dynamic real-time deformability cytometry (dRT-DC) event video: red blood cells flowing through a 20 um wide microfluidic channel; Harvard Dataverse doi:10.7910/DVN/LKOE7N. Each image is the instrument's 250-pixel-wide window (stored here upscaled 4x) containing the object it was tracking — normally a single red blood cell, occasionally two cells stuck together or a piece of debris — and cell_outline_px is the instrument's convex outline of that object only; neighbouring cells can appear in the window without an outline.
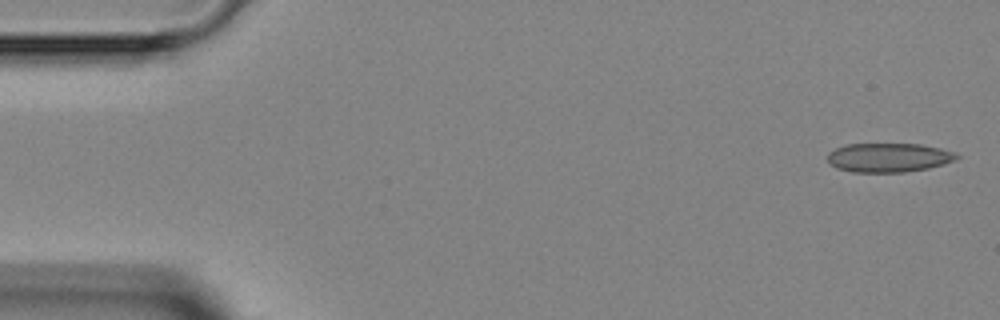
{"species": "Egyptian fruit bat (a non-hibernating species)", "species_latin": "Rousettus aegyptiacus", "temperature_condition": "room temperature", "stored_images_in_passage": 3, "camera_frame_rate_fps": 3000, "um_per_image_px": 0.085, "animal": {"sex": "female"}, "frame": {"image": 1, "passage_image": 1, "time_ms": 0.0, "image_size_px": [1000, 320], "cell_outline_px": [[960, 156], [944, 164], [928, 168], [904, 172], [852, 172], [836, 168], [828, 164], [828, 152], [836, 148], [848, 144], [920, 144], [940, 148], [952, 152]], "centroid_in_image_um": [75.48, 13.39], "position_along_channel_um": 9.5, "area_um2": 21.79}}
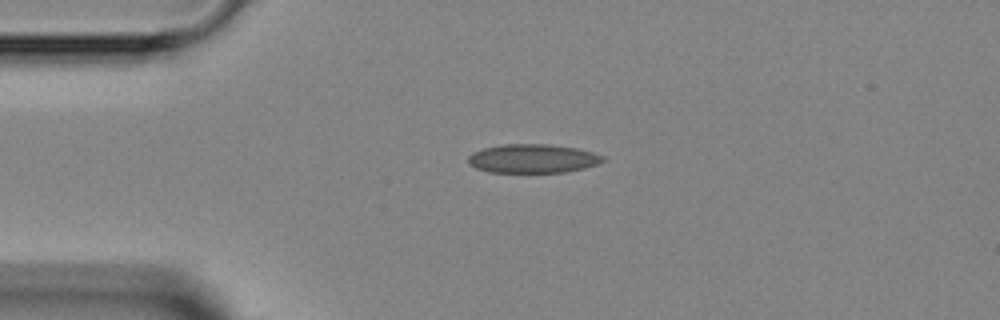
{"frame": {"image": 2, "passage_image": 3, "time_ms": 3.0, "image_size_px": [1000, 320], "cell_outline_px": [[604, 160], [596, 164], [584, 168], [564, 172], [488, 172], [476, 168], [468, 164], [468, 156], [472, 152], [484, 148], [504, 144], [548, 144], [576, 148], [592, 152], [604, 156]], "centroid_in_image_um": [45.25, 13.47], "position_along_channel_um": 39.8, "area_um2": 22.54}}